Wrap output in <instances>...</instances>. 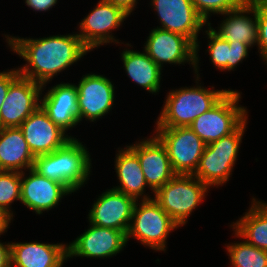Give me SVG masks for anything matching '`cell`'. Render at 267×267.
I'll use <instances>...</instances> for the list:
<instances>
[{"label": "cell", "instance_id": "obj_20", "mask_svg": "<svg viewBox=\"0 0 267 267\" xmlns=\"http://www.w3.org/2000/svg\"><path fill=\"white\" fill-rule=\"evenodd\" d=\"M251 14V15H250ZM225 15L218 29L213 31L228 42L240 41L251 48L257 46L258 22L255 9V0H246L240 7L221 14ZM250 15V16H249ZM252 16V17H251Z\"/></svg>", "mask_w": 267, "mask_h": 267}, {"label": "cell", "instance_id": "obj_22", "mask_svg": "<svg viewBox=\"0 0 267 267\" xmlns=\"http://www.w3.org/2000/svg\"><path fill=\"white\" fill-rule=\"evenodd\" d=\"M115 156V172L120 182L114 189L123 192L136 201L149 200L150 197L145 193V187H148L137 155L126 145L125 148H118ZM141 197V198H140Z\"/></svg>", "mask_w": 267, "mask_h": 267}, {"label": "cell", "instance_id": "obj_4", "mask_svg": "<svg viewBox=\"0 0 267 267\" xmlns=\"http://www.w3.org/2000/svg\"><path fill=\"white\" fill-rule=\"evenodd\" d=\"M248 118L232 133L205 146L197 170L193 174L209 188L230 180Z\"/></svg>", "mask_w": 267, "mask_h": 267}, {"label": "cell", "instance_id": "obj_2", "mask_svg": "<svg viewBox=\"0 0 267 267\" xmlns=\"http://www.w3.org/2000/svg\"><path fill=\"white\" fill-rule=\"evenodd\" d=\"M90 157L86 146L75 137L51 153L35 156L32 169L63 185L72 194L90 179Z\"/></svg>", "mask_w": 267, "mask_h": 267}, {"label": "cell", "instance_id": "obj_7", "mask_svg": "<svg viewBox=\"0 0 267 267\" xmlns=\"http://www.w3.org/2000/svg\"><path fill=\"white\" fill-rule=\"evenodd\" d=\"M179 227L154 199L139 200L133 209L127 242L133 237L150 249L165 251L168 235Z\"/></svg>", "mask_w": 267, "mask_h": 267}, {"label": "cell", "instance_id": "obj_10", "mask_svg": "<svg viewBox=\"0 0 267 267\" xmlns=\"http://www.w3.org/2000/svg\"><path fill=\"white\" fill-rule=\"evenodd\" d=\"M128 17L129 14L120 7L106 0H100L97 6H94L93 10L79 22L77 35L90 51L103 44H124L119 42V39H115L112 31L119 29Z\"/></svg>", "mask_w": 267, "mask_h": 267}, {"label": "cell", "instance_id": "obj_32", "mask_svg": "<svg viewBox=\"0 0 267 267\" xmlns=\"http://www.w3.org/2000/svg\"><path fill=\"white\" fill-rule=\"evenodd\" d=\"M25 4L33 11L46 12L56 6L58 0H24Z\"/></svg>", "mask_w": 267, "mask_h": 267}, {"label": "cell", "instance_id": "obj_30", "mask_svg": "<svg viewBox=\"0 0 267 267\" xmlns=\"http://www.w3.org/2000/svg\"><path fill=\"white\" fill-rule=\"evenodd\" d=\"M255 9L258 22L257 48L259 56L267 65V0H255Z\"/></svg>", "mask_w": 267, "mask_h": 267}, {"label": "cell", "instance_id": "obj_27", "mask_svg": "<svg viewBox=\"0 0 267 267\" xmlns=\"http://www.w3.org/2000/svg\"><path fill=\"white\" fill-rule=\"evenodd\" d=\"M238 242V243H237ZM226 244L231 267H267V251L243 241Z\"/></svg>", "mask_w": 267, "mask_h": 267}, {"label": "cell", "instance_id": "obj_21", "mask_svg": "<svg viewBox=\"0 0 267 267\" xmlns=\"http://www.w3.org/2000/svg\"><path fill=\"white\" fill-rule=\"evenodd\" d=\"M67 245L37 241L10 242L11 267H62L68 260Z\"/></svg>", "mask_w": 267, "mask_h": 267}, {"label": "cell", "instance_id": "obj_31", "mask_svg": "<svg viewBox=\"0 0 267 267\" xmlns=\"http://www.w3.org/2000/svg\"><path fill=\"white\" fill-rule=\"evenodd\" d=\"M19 76L17 68L0 72V108L7 96L10 84Z\"/></svg>", "mask_w": 267, "mask_h": 267}, {"label": "cell", "instance_id": "obj_35", "mask_svg": "<svg viewBox=\"0 0 267 267\" xmlns=\"http://www.w3.org/2000/svg\"><path fill=\"white\" fill-rule=\"evenodd\" d=\"M13 217L0 206V237L3 233H7Z\"/></svg>", "mask_w": 267, "mask_h": 267}, {"label": "cell", "instance_id": "obj_24", "mask_svg": "<svg viewBox=\"0 0 267 267\" xmlns=\"http://www.w3.org/2000/svg\"><path fill=\"white\" fill-rule=\"evenodd\" d=\"M121 60L127 76L138 86L149 93L156 94L160 91L162 69L146 54L124 48Z\"/></svg>", "mask_w": 267, "mask_h": 267}, {"label": "cell", "instance_id": "obj_23", "mask_svg": "<svg viewBox=\"0 0 267 267\" xmlns=\"http://www.w3.org/2000/svg\"><path fill=\"white\" fill-rule=\"evenodd\" d=\"M34 159L19 127L0 128V171L26 172Z\"/></svg>", "mask_w": 267, "mask_h": 267}, {"label": "cell", "instance_id": "obj_34", "mask_svg": "<svg viewBox=\"0 0 267 267\" xmlns=\"http://www.w3.org/2000/svg\"><path fill=\"white\" fill-rule=\"evenodd\" d=\"M107 2L113 4L114 6L120 7L126 13L131 15V13L136 8L138 0H106Z\"/></svg>", "mask_w": 267, "mask_h": 267}, {"label": "cell", "instance_id": "obj_19", "mask_svg": "<svg viewBox=\"0 0 267 267\" xmlns=\"http://www.w3.org/2000/svg\"><path fill=\"white\" fill-rule=\"evenodd\" d=\"M40 97V107L50 120L66 133L79 124L78 91L76 84L54 85Z\"/></svg>", "mask_w": 267, "mask_h": 267}, {"label": "cell", "instance_id": "obj_14", "mask_svg": "<svg viewBox=\"0 0 267 267\" xmlns=\"http://www.w3.org/2000/svg\"><path fill=\"white\" fill-rule=\"evenodd\" d=\"M146 39L144 51L162 70L167 63H189L195 69V45L187 37L155 27Z\"/></svg>", "mask_w": 267, "mask_h": 267}, {"label": "cell", "instance_id": "obj_17", "mask_svg": "<svg viewBox=\"0 0 267 267\" xmlns=\"http://www.w3.org/2000/svg\"><path fill=\"white\" fill-rule=\"evenodd\" d=\"M19 128L34 156L51 153L74 138L54 124L41 107L33 112Z\"/></svg>", "mask_w": 267, "mask_h": 267}, {"label": "cell", "instance_id": "obj_16", "mask_svg": "<svg viewBox=\"0 0 267 267\" xmlns=\"http://www.w3.org/2000/svg\"><path fill=\"white\" fill-rule=\"evenodd\" d=\"M142 140L127 146L137 155L148 188L154 194L176 173L172 169L166 147L155 135Z\"/></svg>", "mask_w": 267, "mask_h": 267}, {"label": "cell", "instance_id": "obj_6", "mask_svg": "<svg viewBox=\"0 0 267 267\" xmlns=\"http://www.w3.org/2000/svg\"><path fill=\"white\" fill-rule=\"evenodd\" d=\"M240 99L241 93L230 89L214 107L197 117L189 128L206 145L229 135L248 118V109L239 104Z\"/></svg>", "mask_w": 267, "mask_h": 267}, {"label": "cell", "instance_id": "obj_5", "mask_svg": "<svg viewBox=\"0 0 267 267\" xmlns=\"http://www.w3.org/2000/svg\"><path fill=\"white\" fill-rule=\"evenodd\" d=\"M210 188L194 175L176 174L154 193V200L181 227Z\"/></svg>", "mask_w": 267, "mask_h": 267}, {"label": "cell", "instance_id": "obj_25", "mask_svg": "<svg viewBox=\"0 0 267 267\" xmlns=\"http://www.w3.org/2000/svg\"><path fill=\"white\" fill-rule=\"evenodd\" d=\"M235 238L267 251V203L252 197L251 207L235 223L230 224Z\"/></svg>", "mask_w": 267, "mask_h": 267}, {"label": "cell", "instance_id": "obj_1", "mask_svg": "<svg viewBox=\"0 0 267 267\" xmlns=\"http://www.w3.org/2000/svg\"><path fill=\"white\" fill-rule=\"evenodd\" d=\"M4 35L11 51L27 63L17 68L19 75L42 85V88H45L54 76L91 52L77 33L39 39Z\"/></svg>", "mask_w": 267, "mask_h": 267}, {"label": "cell", "instance_id": "obj_12", "mask_svg": "<svg viewBox=\"0 0 267 267\" xmlns=\"http://www.w3.org/2000/svg\"><path fill=\"white\" fill-rule=\"evenodd\" d=\"M78 91L79 123L94 122L107 115L113 108L115 87L104 75L88 73L76 85Z\"/></svg>", "mask_w": 267, "mask_h": 267}, {"label": "cell", "instance_id": "obj_29", "mask_svg": "<svg viewBox=\"0 0 267 267\" xmlns=\"http://www.w3.org/2000/svg\"><path fill=\"white\" fill-rule=\"evenodd\" d=\"M246 0H191L199 15L208 24L212 14H223L240 7ZM212 13V14H211Z\"/></svg>", "mask_w": 267, "mask_h": 267}, {"label": "cell", "instance_id": "obj_18", "mask_svg": "<svg viewBox=\"0 0 267 267\" xmlns=\"http://www.w3.org/2000/svg\"><path fill=\"white\" fill-rule=\"evenodd\" d=\"M21 173L20 202L40 215L59 205L64 196L71 194L63 185L39 175L32 168Z\"/></svg>", "mask_w": 267, "mask_h": 267}, {"label": "cell", "instance_id": "obj_9", "mask_svg": "<svg viewBox=\"0 0 267 267\" xmlns=\"http://www.w3.org/2000/svg\"><path fill=\"white\" fill-rule=\"evenodd\" d=\"M154 135L166 147L173 171L193 175L206 144L189 127L155 128Z\"/></svg>", "mask_w": 267, "mask_h": 267}, {"label": "cell", "instance_id": "obj_11", "mask_svg": "<svg viewBox=\"0 0 267 267\" xmlns=\"http://www.w3.org/2000/svg\"><path fill=\"white\" fill-rule=\"evenodd\" d=\"M43 86L19 75L9 87L0 108V128H14L20 125L40 107Z\"/></svg>", "mask_w": 267, "mask_h": 267}, {"label": "cell", "instance_id": "obj_28", "mask_svg": "<svg viewBox=\"0 0 267 267\" xmlns=\"http://www.w3.org/2000/svg\"><path fill=\"white\" fill-rule=\"evenodd\" d=\"M21 173L16 171H0V206L14 217L11 204L20 201Z\"/></svg>", "mask_w": 267, "mask_h": 267}, {"label": "cell", "instance_id": "obj_13", "mask_svg": "<svg viewBox=\"0 0 267 267\" xmlns=\"http://www.w3.org/2000/svg\"><path fill=\"white\" fill-rule=\"evenodd\" d=\"M127 243L125 232L89 223L88 229L67 245L68 259H106L119 254Z\"/></svg>", "mask_w": 267, "mask_h": 267}, {"label": "cell", "instance_id": "obj_8", "mask_svg": "<svg viewBox=\"0 0 267 267\" xmlns=\"http://www.w3.org/2000/svg\"><path fill=\"white\" fill-rule=\"evenodd\" d=\"M150 5L157 12L159 24L157 28L181 34L195 45V76L199 77L198 51L200 42L198 34L203 27L208 26L199 15L191 0H151ZM197 74V75H196Z\"/></svg>", "mask_w": 267, "mask_h": 267}, {"label": "cell", "instance_id": "obj_33", "mask_svg": "<svg viewBox=\"0 0 267 267\" xmlns=\"http://www.w3.org/2000/svg\"><path fill=\"white\" fill-rule=\"evenodd\" d=\"M0 267H11V246L10 242H0Z\"/></svg>", "mask_w": 267, "mask_h": 267}, {"label": "cell", "instance_id": "obj_3", "mask_svg": "<svg viewBox=\"0 0 267 267\" xmlns=\"http://www.w3.org/2000/svg\"><path fill=\"white\" fill-rule=\"evenodd\" d=\"M199 81L200 76H196L195 86L168 92L155 128L189 127L197 117L214 107L230 91L214 90V86L208 89Z\"/></svg>", "mask_w": 267, "mask_h": 267}, {"label": "cell", "instance_id": "obj_15", "mask_svg": "<svg viewBox=\"0 0 267 267\" xmlns=\"http://www.w3.org/2000/svg\"><path fill=\"white\" fill-rule=\"evenodd\" d=\"M136 200L114 188L100 194L88 213L89 223L127 234Z\"/></svg>", "mask_w": 267, "mask_h": 267}, {"label": "cell", "instance_id": "obj_26", "mask_svg": "<svg viewBox=\"0 0 267 267\" xmlns=\"http://www.w3.org/2000/svg\"><path fill=\"white\" fill-rule=\"evenodd\" d=\"M208 40V51L210 60L216 69L220 71H234L237 65L248 57L249 49L251 47L248 44L228 42L222 37L217 35L213 29L208 25L207 30L204 31Z\"/></svg>", "mask_w": 267, "mask_h": 267}]
</instances>
